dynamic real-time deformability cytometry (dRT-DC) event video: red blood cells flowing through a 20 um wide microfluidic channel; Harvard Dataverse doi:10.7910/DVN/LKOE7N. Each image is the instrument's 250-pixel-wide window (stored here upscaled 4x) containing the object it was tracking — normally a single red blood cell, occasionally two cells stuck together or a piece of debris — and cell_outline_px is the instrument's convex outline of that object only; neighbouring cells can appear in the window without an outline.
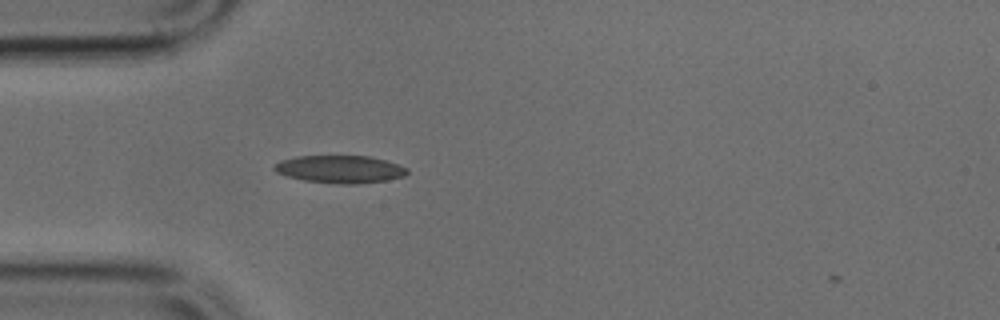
{"species": "common noctule bat (a hibernating species)", "species_latin": "Nyctalus noctula", "temperature_condition": "cold", "stored_images_in_passage": 3, "camera_frame_rate_fps": 3000, "um_per_image_px": 0.085, "animal": {"sex": "male", "body_mass_g": 17.9, "forearm_length_mm": 54.2}, "frame": {"image": 1, "passage_image": 2, "time_ms": 0.333, "image_size_px": [1000, 320], "cell_outline_px": [[408, 172], [404, 176], [384, 180], [356, 184], [340, 184], [304, 180], [288, 176], [276, 172], [272, 168], [272, 164], [280, 160], [296, 156], [368, 156], [384, 160], [408, 168]], "centroid_in_image_um": [28.84, 14.37], "position_along_channel_um": 56.2, "area_um2": 21.27}}